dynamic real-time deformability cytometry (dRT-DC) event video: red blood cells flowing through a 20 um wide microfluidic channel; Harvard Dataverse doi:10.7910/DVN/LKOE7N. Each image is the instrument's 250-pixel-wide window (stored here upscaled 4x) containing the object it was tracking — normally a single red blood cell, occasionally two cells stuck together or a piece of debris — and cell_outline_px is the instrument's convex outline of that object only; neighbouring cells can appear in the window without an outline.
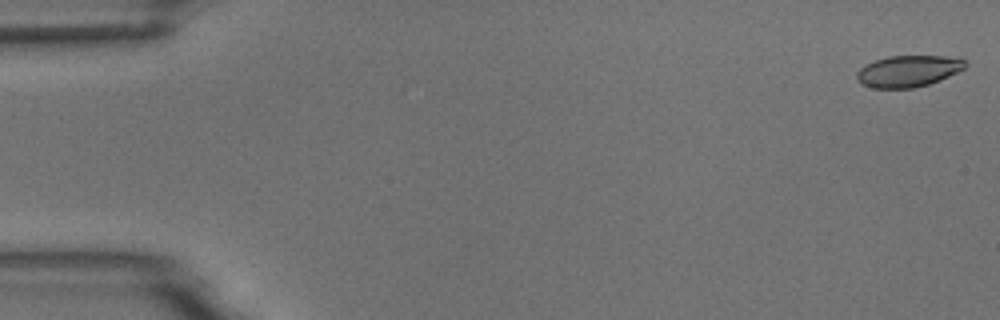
{"species": "common noctule bat (a hibernating species)", "species_latin": "Nyctalus noctula", "temperature_condition": "room temperature", "stored_images_in_passage": 3, "camera_frame_rate_fps": 3000, "um_per_image_px": 0.085, "animal": {"sex": "male", "body_mass_g": 18.8}, "frame": {"image": 1, "passage_image": 1, "time_ms": 0.0, "image_size_px": [1000, 320], "cell_outline_px": [[968, 64], [964, 68], [940, 80], [928, 84], [912, 88], [872, 88], [860, 84], [856, 80], [856, 72], [860, 68], [876, 60], [888, 56], [944, 56], [964, 60]], "centroid_in_image_um": [77.15, 6.05], "position_along_channel_um": 7.8, "area_um2": 19.77}}